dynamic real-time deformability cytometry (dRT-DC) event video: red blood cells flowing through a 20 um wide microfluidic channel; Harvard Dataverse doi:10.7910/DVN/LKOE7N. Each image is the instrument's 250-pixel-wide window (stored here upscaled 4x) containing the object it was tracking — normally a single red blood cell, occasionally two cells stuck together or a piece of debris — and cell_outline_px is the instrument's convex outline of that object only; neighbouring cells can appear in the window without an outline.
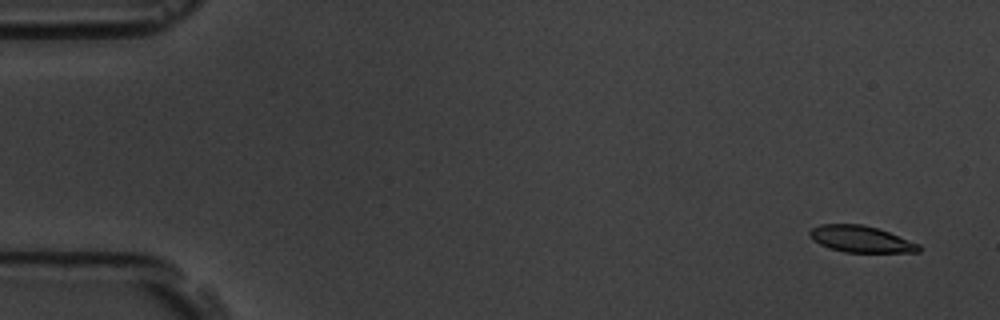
{"species": "common noctule bat (a hibernating species)", "species_latin": "Nyctalus noctula", "temperature_condition": "room temperature", "stored_images_in_passage": 7, "camera_frame_rate_fps": 3000, "um_per_image_px": 0.085, "animal": {"sex": "male", "body_mass_g": 19.5, "forearm_length_mm": 54.6}, "frame": {"image": 1, "passage_image": 1, "time_ms": 0.0, "image_size_px": [1000, 320], "cell_outline_px": [[920, 252], [844, 252], [828, 248], [812, 240], [808, 232], [812, 228], [820, 224], [860, 224], [876, 228], [888, 232], [920, 244]], "centroid_in_image_um": [73.14, 20.32], "position_along_channel_um": 11.9, "area_um2": 16.76}}
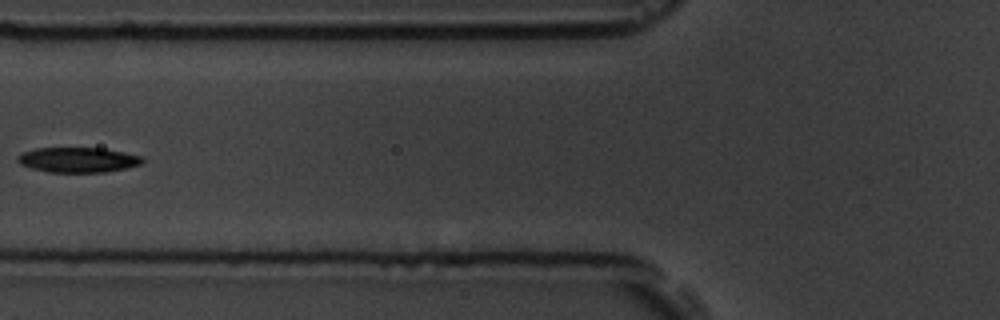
{"frame": {"image": 2, "passage_image": 6, "time_ms": 6.667, "image_size_px": [1000, 320], "cell_outline_px": [[144, 160], [140, 164], [124, 168], [104, 172], [48, 172], [32, 168], [20, 164], [16, 160], [16, 156], [32, 148], [104, 148], [144, 156]], "centroid_in_image_um": [6.61, 13.58], "position_along_channel_um": 119.2, "area_um2": 18.26}}
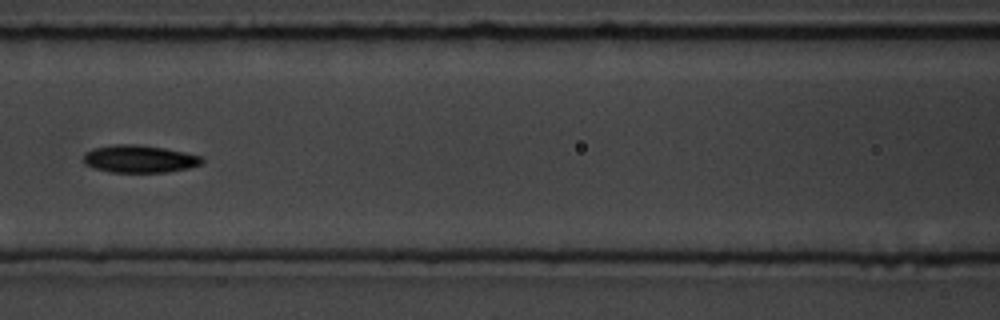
{"frame": {"image": 3, "passage_image": 7, "time_ms": 7.667, "image_size_px": [1000, 320], "cell_outline_px": [[204, 160], [200, 164], [188, 168], [168, 172], [112, 172], [92, 168], [84, 164], [84, 152], [92, 148], [112, 144], [132, 144], [164, 148], [184, 152], [200, 156]], "centroid_in_image_um": [11.8, 13.5], "position_along_channel_um": 154.8, "area_um2": 19.02}}